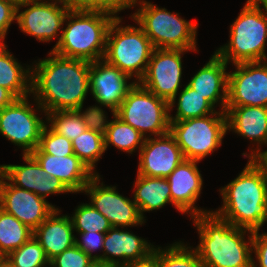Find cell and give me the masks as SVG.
Returning <instances> with one entry per match:
<instances>
[{
	"mask_svg": "<svg viewBox=\"0 0 267 267\" xmlns=\"http://www.w3.org/2000/svg\"><path fill=\"white\" fill-rule=\"evenodd\" d=\"M32 69L31 94L44 113L78 110L89 85L90 62L61 57L52 51Z\"/></svg>",
	"mask_w": 267,
	"mask_h": 267,
	"instance_id": "obj_1",
	"label": "cell"
},
{
	"mask_svg": "<svg viewBox=\"0 0 267 267\" xmlns=\"http://www.w3.org/2000/svg\"><path fill=\"white\" fill-rule=\"evenodd\" d=\"M223 206L213 213L238 228L259 231L267 217V171L249 159L243 171L221 190Z\"/></svg>",
	"mask_w": 267,
	"mask_h": 267,
	"instance_id": "obj_2",
	"label": "cell"
},
{
	"mask_svg": "<svg viewBox=\"0 0 267 267\" xmlns=\"http://www.w3.org/2000/svg\"><path fill=\"white\" fill-rule=\"evenodd\" d=\"M192 219L200 238L194 249L204 267H252V231L231 225L213 211ZM246 231L249 244L244 237Z\"/></svg>",
	"mask_w": 267,
	"mask_h": 267,
	"instance_id": "obj_3",
	"label": "cell"
},
{
	"mask_svg": "<svg viewBox=\"0 0 267 267\" xmlns=\"http://www.w3.org/2000/svg\"><path fill=\"white\" fill-rule=\"evenodd\" d=\"M114 19L103 11L70 9L64 20H68L67 27L61 30L52 52L89 62L103 59L108 28Z\"/></svg>",
	"mask_w": 267,
	"mask_h": 267,
	"instance_id": "obj_4",
	"label": "cell"
},
{
	"mask_svg": "<svg viewBox=\"0 0 267 267\" xmlns=\"http://www.w3.org/2000/svg\"><path fill=\"white\" fill-rule=\"evenodd\" d=\"M230 41L216 50L227 63L267 61V15L254 0H247L239 16L230 26Z\"/></svg>",
	"mask_w": 267,
	"mask_h": 267,
	"instance_id": "obj_5",
	"label": "cell"
},
{
	"mask_svg": "<svg viewBox=\"0 0 267 267\" xmlns=\"http://www.w3.org/2000/svg\"><path fill=\"white\" fill-rule=\"evenodd\" d=\"M131 17L143 29L154 48L196 51L197 24L147 1Z\"/></svg>",
	"mask_w": 267,
	"mask_h": 267,
	"instance_id": "obj_6",
	"label": "cell"
},
{
	"mask_svg": "<svg viewBox=\"0 0 267 267\" xmlns=\"http://www.w3.org/2000/svg\"><path fill=\"white\" fill-rule=\"evenodd\" d=\"M115 17L108 28L104 60L139 80L144 76L154 47L139 26H122Z\"/></svg>",
	"mask_w": 267,
	"mask_h": 267,
	"instance_id": "obj_7",
	"label": "cell"
},
{
	"mask_svg": "<svg viewBox=\"0 0 267 267\" xmlns=\"http://www.w3.org/2000/svg\"><path fill=\"white\" fill-rule=\"evenodd\" d=\"M169 132L182 150L184 158L199 162L221 146L227 133L226 112L221 110L203 117L170 121Z\"/></svg>",
	"mask_w": 267,
	"mask_h": 267,
	"instance_id": "obj_8",
	"label": "cell"
},
{
	"mask_svg": "<svg viewBox=\"0 0 267 267\" xmlns=\"http://www.w3.org/2000/svg\"><path fill=\"white\" fill-rule=\"evenodd\" d=\"M170 104L157 97L138 82L116 110V116L143 136L148 132L160 136L170 129Z\"/></svg>",
	"mask_w": 267,
	"mask_h": 267,
	"instance_id": "obj_9",
	"label": "cell"
},
{
	"mask_svg": "<svg viewBox=\"0 0 267 267\" xmlns=\"http://www.w3.org/2000/svg\"><path fill=\"white\" fill-rule=\"evenodd\" d=\"M190 50L154 48L139 84L174 107L181 83V55Z\"/></svg>",
	"mask_w": 267,
	"mask_h": 267,
	"instance_id": "obj_10",
	"label": "cell"
},
{
	"mask_svg": "<svg viewBox=\"0 0 267 267\" xmlns=\"http://www.w3.org/2000/svg\"><path fill=\"white\" fill-rule=\"evenodd\" d=\"M35 111L27 97L16 99L11 105L0 110V134L22 147L23 154H30L38 148L45 126Z\"/></svg>",
	"mask_w": 267,
	"mask_h": 267,
	"instance_id": "obj_11",
	"label": "cell"
},
{
	"mask_svg": "<svg viewBox=\"0 0 267 267\" xmlns=\"http://www.w3.org/2000/svg\"><path fill=\"white\" fill-rule=\"evenodd\" d=\"M234 65L236 71L228 73L226 106L267 107L266 60Z\"/></svg>",
	"mask_w": 267,
	"mask_h": 267,
	"instance_id": "obj_12",
	"label": "cell"
},
{
	"mask_svg": "<svg viewBox=\"0 0 267 267\" xmlns=\"http://www.w3.org/2000/svg\"><path fill=\"white\" fill-rule=\"evenodd\" d=\"M41 1L29 0L17 4L16 21L24 33L36 37L39 41L47 42L58 37V30H61L70 7L62 0ZM57 3L61 4L58 6ZM22 6L30 7L20 12Z\"/></svg>",
	"mask_w": 267,
	"mask_h": 267,
	"instance_id": "obj_13",
	"label": "cell"
},
{
	"mask_svg": "<svg viewBox=\"0 0 267 267\" xmlns=\"http://www.w3.org/2000/svg\"><path fill=\"white\" fill-rule=\"evenodd\" d=\"M99 174L95 175L83 189L90 195L91 206L99 211L112 227L142 225L144 218L134 201L125 198L116 191V186H104Z\"/></svg>",
	"mask_w": 267,
	"mask_h": 267,
	"instance_id": "obj_14",
	"label": "cell"
},
{
	"mask_svg": "<svg viewBox=\"0 0 267 267\" xmlns=\"http://www.w3.org/2000/svg\"><path fill=\"white\" fill-rule=\"evenodd\" d=\"M0 208L35 230L57 208L35 193L5 181L0 173Z\"/></svg>",
	"mask_w": 267,
	"mask_h": 267,
	"instance_id": "obj_15",
	"label": "cell"
},
{
	"mask_svg": "<svg viewBox=\"0 0 267 267\" xmlns=\"http://www.w3.org/2000/svg\"><path fill=\"white\" fill-rule=\"evenodd\" d=\"M129 79L131 76L104 59L90 62V92L100 105L111 109L113 117L128 92L137 83L135 81L127 84Z\"/></svg>",
	"mask_w": 267,
	"mask_h": 267,
	"instance_id": "obj_16",
	"label": "cell"
},
{
	"mask_svg": "<svg viewBox=\"0 0 267 267\" xmlns=\"http://www.w3.org/2000/svg\"><path fill=\"white\" fill-rule=\"evenodd\" d=\"M139 151L138 174L148 177L167 178L185 160L170 132L157 138L146 137Z\"/></svg>",
	"mask_w": 267,
	"mask_h": 267,
	"instance_id": "obj_17",
	"label": "cell"
},
{
	"mask_svg": "<svg viewBox=\"0 0 267 267\" xmlns=\"http://www.w3.org/2000/svg\"><path fill=\"white\" fill-rule=\"evenodd\" d=\"M102 251V255L95 254L93 259L101 260L114 267H121L149 258L153 254L154 245L128 231L111 227L105 233Z\"/></svg>",
	"mask_w": 267,
	"mask_h": 267,
	"instance_id": "obj_18",
	"label": "cell"
},
{
	"mask_svg": "<svg viewBox=\"0 0 267 267\" xmlns=\"http://www.w3.org/2000/svg\"><path fill=\"white\" fill-rule=\"evenodd\" d=\"M23 159L27 165H0L5 180L44 199L49 194L70 192L58 178L50 177L30 154H23Z\"/></svg>",
	"mask_w": 267,
	"mask_h": 267,
	"instance_id": "obj_19",
	"label": "cell"
},
{
	"mask_svg": "<svg viewBox=\"0 0 267 267\" xmlns=\"http://www.w3.org/2000/svg\"><path fill=\"white\" fill-rule=\"evenodd\" d=\"M197 163L198 161L185 159L166 178L170 185L172 204L179 212H189L191 218L210 213V211L194 207L203 185Z\"/></svg>",
	"mask_w": 267,
	"mask_h": 267,
	"instance_id": "obj_20",
	"label": "cell"
},
{
	"mask_svg": "<svg viewBox=\"0 0 267 267\" xmlns=\"http://www.w3.org/2000/svg\"><path fill=\"white\" fill-rule=\"evenodd\" d=\"M30 155L50 177L58 178L70 193L82 192L95 176L75 154L55 156L42 153L36 148Z\"/></svg>",
	"mask_w": 267,
	"mask_h": 267,
	"instance_id": "obj_21",
	"label": "cell"
},
{
	"mask_svg": "<svg viewBox=\"0 0 267 267\" xmlns=\"http://www.w3.org/2000/svg\"><path fill=\"white\" fill-rule=\"evenodd\" d=\"M227 62L216 52L211 59L189 81L188 85L206 98L214 107L220 100L222 111L227 104L228 72ZM222 91V93H220Z\"/></svg>",
	"mask_w": 267,
	"mask_h": 267,
	"instance_id": "obj_22",
	"label": "cell"
},
{
	"mask_svg": "<svg viewBox=\"0 0 267 267\" xmlns=\"http://www.w3.org/2000/svg\"><path fill=\"white\" fill-rule=\"evenodd\" d=\"M57 208L33 231L34 238L44 249L49 261L64 250L75 245L73 225L70 216H59Z\"/></svg>",
	"mask_w": 267,
	"mask_h": 267,
	"instance_id": "obj_23",
	"label": "cell"
},
{
	"mask_svg": "<svg viewBox=\"0 0 267 267\" xmlns=\"http://www.w3.org/2000/svg\"><path fill=\"white\" fill-rule=\"evenodd\" d=\"M227 130L257 142L267 144V107L226 106Z\"/></svg>",
	"mask_w": 267,
	"mask_h": 267,
	"instance_id": "obj_24",
	"label": "cell"
},
{
	"mask_svg": "<svg viewBox=\"0 0 267 267\" xmlns=\"http://www.w3.org/2000/svg\"><path fill=\"white\" fill-rule=\"evenodd\" d=\"M134 187L133 201L143 218V212L157 210L172 203L170 185L166 178L138 174Z\"/></svg>",
	"mask_w": 267,
	"mask_h": 267,
	"instance_id": "obj_25",
	"label": "cell"
},
{
	"mask_svg": "<svg viewBox=\"0 0 267 267\" xmlns=\"http://www.w3.org/2000/svg\"><path fill=\"white\" fill-rule=\"evenodd\" d=\"M31 68L24 69L6 50L0 55V86L8 89L17 99L31 93Z\"/></svg>",
	"mask_w": 267,
	"mask_h": 267,
	"instance_id": "obj_26",
	"label": "cell"
},
{
	"mask_svg": "<svg viewBox=\"0 0 267 267\" xmlns=\"http://www.w3.org/2000/svg\"><path fill=\"white\" fill-rule=\"evenodd\" d=\"M33 236V230L0 208V256L7 257Z\"/></svg>",
	"mask_w": 267,
	"mask_h": 267,
	"instance_id": "obj_27",
	"label": "cell"
},
{
	"mask_svg": "<svg viewBox=\"0 0 267 267\" xmlns=\"http://www.w3.org/2000/svg\"><path fill=\"white\" fill-rule=\"evenodd\" d=\"M145 138L146 136L115 115L104 135L105 150L112 144L119 150L132 154L137 148L141 149Z\"/></svg>",
	"mask_w": 267,
	"mask_h": 267,
	"instance_id": "obj_28",
	"label": "cell"
},
{
	"mask_svg": "<svg viewBox=\"0 0 267 267\" xmlns=\"http://www.w3.org/2000/svg\"><path fill=\"white\" fill-rule=\"evenodd\" d=\"M184 245L175 242L164 250L154 248L152 255L156 258L157 267H204L197 251Z\"/></svg>",
	"mask_w": 267,
	"mask_h": 267,
	"instance_id": "obj_29",
	"label": "cell"
},
{
	"mask_svg": "<svg viewBox=\"0 0 267 267\" xmlns=\"http://www.w3.org/2000/svg\"><path fill=\"white\" fill-rule=\"evenodd\" d=\"M215 112L214 106L187 84L179 95L176 115H170V121L188 120Z\"/></svg>",
	"mask_w": 267,
	"mask_h": 267,
	"instance_id": "obj_30",
	"label": "cell"
},
{
	"mask_svg": "<svg viewBox=\"0 0 267 267\" xmlns=\"http://www.w3.org/2000/svg\"><path fill=\"white\" fill-rule=\"evenodd\" d=\"M74 154L94 173L95 163L105 150L104 136L98 132L86 129L72 140Z\"/></svg>",
	"mask_w": 267,
	"mask_h": 267,
	"instance_id": "obj_31",
	"label": "cell"
},
{
	"mask_svg": "<svg viewBox=\"0 0 267 267\" xmlns=\"http://www.w3.org/2000/svg\"><path fill=\"white\" fill-rule=\"evenodd\" d=\"M50 128L72 141L87 128L78 110H60L46 113Z\"/></svg>",
	"mask_w": 267,
	"mask_h": 267,
	"instance_id": "obj_32",
	"label": "cell"
},
{
	"mask_svg": "<svg viewBox=\"0 0 267 267\" xmlns=\"http://www.w3.org/2000/svg\"><path fill=\"white\" fill-rule=\"evenodd\" d=\"M70 219L73 229L78 233L97 232L105 234L112 227L109 221L88 203L79 205Z\"/></svg>",
	"mask_w": 267,
	"mask_h": 267,
	"instance_id": "obj_33",
	"label": "cell"
},
{
	"mask_svg": "<svg viewBox=\"0 0 267 267\" xmlns=\"http://www.w3.org/2000/svg\"><path fill=\"white\" fill-rule=\"evenodd\" d=\"M13 267H47L50 261L40 243L32 236L6 257Z\"/></svg>",
	"mask_w": 267,
	"mask_h": 267,
	"instance_id": "obj_34",
	"label": "cell"
},
{
	"mask_svg": "<svg viewBox=\"0 0 267 267\" xmlns=\"http://www.w3.org/2000/svg\"><path fill=\"white\" fill-rule=\"evenodd\" d=\"M38 149L42 153L55 156L64 157L74 154L72 141L49 129L46 124L41 132Z\"/></svg>",
	"mask_w": 267,
	"mask_h": 267,
	"instance_id": "obj_35",
	"label": "cell"
},
{
	"mask_svg": "<svg viewBox=\"0 0 267 267\" xmlns=\"http://www.w3.org/2000/svg\"><path fill=\"white\" fill-rule=\"evenodd\" d=\"M93 258L79 249L76 245L64 250L50 260L52 267H88Z\"/></svg>",
	"mask_w": 267,
	"mask_h": 267,
	"instance_id": "obj_36",
	"label": "cell"
},
{
	"mask_svg": "<svg viewBox=\"0 0 267 267\" xmlns=\"http://www.w3.org/2000/svg\"><path fill=\"white\" fill-rule=\"evenodd\" d=\"M82 107H79L78 111L86 125L88 130H92L102 134L103 136L106 134L109 124L111 123L107 121L105 116V111L101 109L99 106H91L89 109L87 108L85 111H82Z\"/></svg>",
	"mask_w": 267,
	"mask_h": 267,
	"instance_id": "obj_37",
	"label": "cell"
},
{
	"mask_svg": "<svg viewBox=\"0 0 267 267\" xmlns=\"http://www.w3.org/2000/svg\"><path fill=\"white\" fill-rule=\"evenodd\" d=\"M79 234L82 236V241L75 238V245L91 258H93L92 252H94V250L96 251L98 248L103 250L105 234L97 232H82Z\"/></svg>",
	"mask_w": 267,
	"mask_h": 267,
	"instance_id": "obj_38",
	"label": "cell"
},
{
	"mask_svg": "<svg viewBox=\"0 0 267 267\" xmlns=\"http://www.w3.org/2000/svg\"><path fill=\"white\" fill-rule=\"evenodd\" d=\"M16 16L17 4L12 0H0V36L5 37Z\"/></svg>",
	"mask_w": 267,
	"mask_h": 267,
	"instance_id": "obj_39",
	"label": "cell"
},
{
	"mask_svg": "<svg viewBox=\"0 0 267 267\" xmlns=\"http://www.w3.org/2000/svg\"><path fill=\"white\" fill-rule=\"evenodd\" d=\"M252 250L258 260L255 264L253 259L252 267H267V233L259 235L258 230L252 232Z\"/></svg>",
	"mask_w": 267,
	"mask_h": 267,
	"instance_id": "obj_40",
	"label": "cell"
},
{
	"mask_svg": "<svg viewBox=\"0 0 267 267\" xmlns=\"http://www.w3.org/2000/svg\"><path fill=\"white\" fill-rule=\"evenodd\" d=\"M139 0H97V11H103L114 15H117V12L121 10L131 8L136 3L138 4Z\"/></svg>",
	"mask_w": 267,
	"mask_h": 267,
	"instance_id": "obj_41",
	"label": "cell"
},
{
	"mask_svg": "<svg viewBox=\"0 0 267 267\" xmlns=\"http://www.w3.org/2000/svg\"><path fill=\"white\" fill-rule=\"evenodd\" d=\"M72 10H97V0H62Z\"/></svg>",
	"mask_w": 267,
	"mask_h": 267,
	"instance_id": "obj_42",
	"label": "cell"
},
{
	"mask_svg": "<svg viewBox=\"0 0 267 267\" xmlns=\"http://www.w3.org/2000/svg\"><path fill=\"white\" fill-rule=\"evenodd\" d=\"M16 99L8 89L0 86V110L11 105Z\"/></svg>",
	"mask_w": 267,
	"mask_h": 267,
	"instance_id": "obj_43",
	"label": "cell"
},
{
	"mask_svg": "<svg viewBox=\"0 0 267 267\" xmlns=\"http://www.w3.org/2000/svg\"><path fill=\"white\" fill-rule=\"evenodd\" d=\"M121 267H157V261L156 258L153 255H151L149 258L145 260L128 263L127 265Z\"/></svg>",
	"mask_w": 267,
	"mask_h": 267,
	"instance_id": "obj_44",
	"label": "cell"
},
{
	"mask_svg": "<svg viewBox=\"0 0 267 267\" xmlns=\"http://www.w3.org/2000/svg\"><path fill=\"white\" fill-rule=\"evenodd\" d=\"M249 159H257L265 168L267 171V150L261 152V149L258 148V150L254 151L252 150V153L248 155Z\"/></svg>",
	"mask_w": 267,
	"mask_h": 267,
	"instance_id": "obj_45",
	"label": "cell"
},
{
	"mask_svg": "<svg viewBox=\"0 0 267 267\" xmlns=\"http://www.w3.org/2000/svg\"><path fill=\"white\" fill-rule=\"evenodd\" d=\"M88 267H114L101 260H93Z\"/></svg>",
	"mask_w": 267,
	"mask_h": 267,
	"instance_id": "obj_46",
	"label": "cell"
},
{
	"mask_svg": "<svg viewBox=\"0 0 267 267\" xmlns=\"http://www.w3.org/2000/svg\"><path fill=\"white\" fill-rule=\"evenodd\" d=\"M0 267H13V265L6 257H0Z\"/></svg>",
	"mask_w": 267,
	"mask_h": 267,
	"instance_id": "obj_47",
	"label": "cell"
},
{
	"mask_svg": "<svg viewBox=\"0 0 267 267\" xmlns=\"http://www.w3.org/2000/svg\"><path fill=\"white\" fill-rule=\"evenodd\" d=\"M3 39H5V37L0 36V55L7 50L6 49L7 46L4 43H2L3 42Z\"/></svg>",
	"mask_w": 267,
	"mask_h": 267,
	"instance_id": "obj_48",
	"label": "cell"
},
{
	"mask_svg": "<svg viewBox=\"0 0 267 267\" xmlns=\"http://www.w3.org/2000/svg\"><path fill=\"white\" fill-rule=\"evenodd\" d=\"M254 2L257 3L258 5H260L261 3L265 10L264 12L267 15V0H254Z\"/></svg>",
	"mask_w": 267,
	"mask_h": 267,
	"instance_id": "obj_49",
	"label": "cell"
},
{
	"mask_svg": "<svg viewBox=\"0 0 267 267\" xmlns=\"http://www.w3.org/2000/svg\"><path fill=\"white\" fill-rule=\"evenodd\" d=\"M12 1H14L16 4H19V3L26 2L29 0H12Z\"/></svg>",
	"mask_w": 267,
	"mask_h": 267,
	"instance_id": "obj_50",
	"label": "cell"
}]
</instances>
